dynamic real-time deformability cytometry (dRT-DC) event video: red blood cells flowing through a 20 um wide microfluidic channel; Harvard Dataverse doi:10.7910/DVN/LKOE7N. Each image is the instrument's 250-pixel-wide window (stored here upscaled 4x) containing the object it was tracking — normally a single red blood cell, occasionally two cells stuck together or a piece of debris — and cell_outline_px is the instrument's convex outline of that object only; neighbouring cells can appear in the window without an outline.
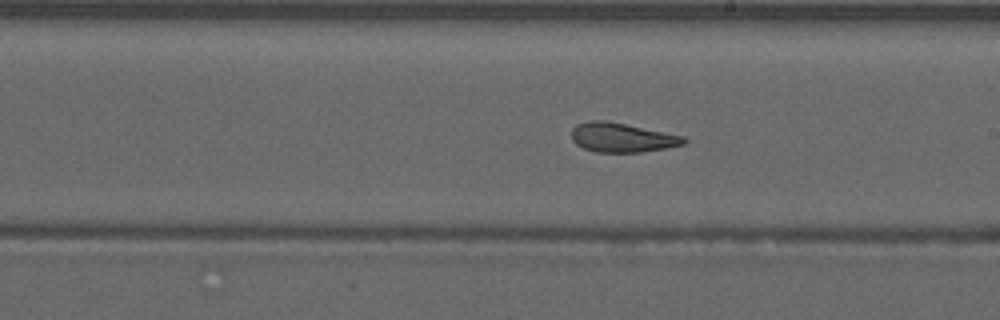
{"species": "common noctule bat (a hibernating species)", "species_latin": "Nyctalus noctula", "temperature_condition": "warm", "stored_images_in_passage": 54, "camera_frame_rate_fps": 3000, "um_per_image_px": 0.085, "animal": {"sex": "male", "forearm_length_mm": 52.5}, "frame": {"image": 1, "passage_image": 31, "time_ms": 10.0, "image_size_px": [1000, 320], "cell_outline_px": [[688, 140], [684, 144], [664, 148], [640, 152], [596, 152], [584, 148], [576, 144], [572, 140], [572, 128], [576, 124], [588, 120], [604, 120], [684, 136]], "centroid_in_image_um": [52.83, 11.69], "position_along_channel_um": 236.2, "area_um2": 19.02}, "authors_computed_cell_mechanics": {"area_um2": 20.4901, "velocity_mm_per_s": 3.9338, "shape_relaxation_time_tau1_ms": null, "shape_relaxation_time_tau2_ms": 1.9776, "deformation_change_tau1": null, "deformation_change_tau2": 0.0979}}